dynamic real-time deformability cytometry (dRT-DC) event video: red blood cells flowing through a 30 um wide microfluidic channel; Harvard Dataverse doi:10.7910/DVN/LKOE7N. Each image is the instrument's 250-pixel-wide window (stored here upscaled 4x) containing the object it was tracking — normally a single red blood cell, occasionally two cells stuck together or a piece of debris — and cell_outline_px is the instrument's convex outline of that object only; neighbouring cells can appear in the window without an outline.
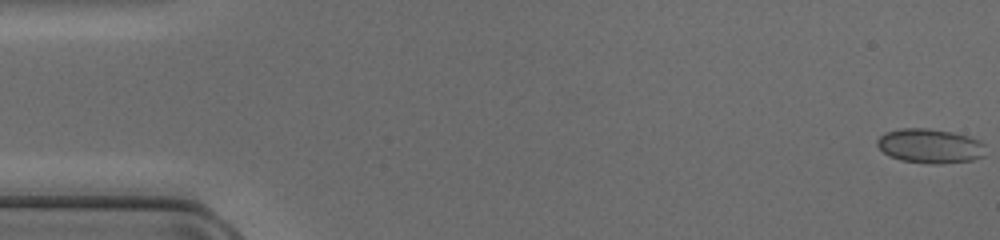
{"species": "common noctule bat (a hibernating species)", "species_latin": "Nyctalus noctula", "temperature_condition": "cold", "stored_images_in_passage": 51, "camera_frame_rate_fps": 3000, "um_per_image_px": 0.085, "animal": {"sex": "female", "body_mass_g": 17.0, "forearm_length_mm": 48.0}, "frame": {"image": 1, "passage_image": 1, "time_ms": 0.0, "image_size_px": [1000, 240], "cell_outline_px": [[984, 156], [972, 160], [940, 164], [932, 164], [900, 160], [888, 156], [876, 144], [876, 140], [884, 132], [900, 128], [928, 128], [952, 132], [968, 136], [980, 140], [984, 144]], "centroid_in_image_um": [79.03, 12.4], "position_along_channel_um": 6.0, "area_um2": 21.91}}
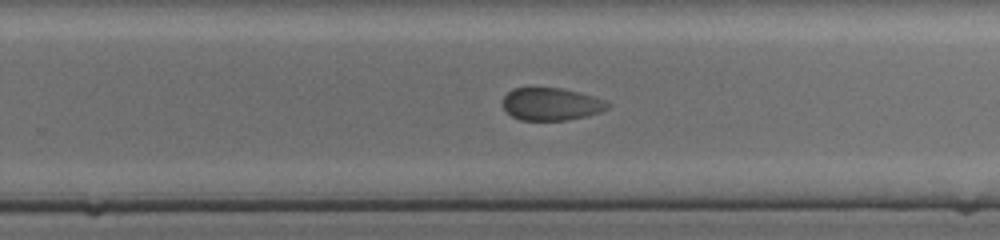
{"frame": {"image": 2, "passage_image": 32, "time_ms": 10.333, "image_size_px": [1000, 240], "cell_outline_px": [[608, 108], [600, 112], [568, 120], [520, 120], [512, 116], [504, 108], [504, 96], [512, 88], [560, 88], [580, 92], [604, 100], [608, 104]], "centroid_in_image_um": [46.84, 8.85], "position_along_channel_um": 283.0, "area_um2": 19.65}}
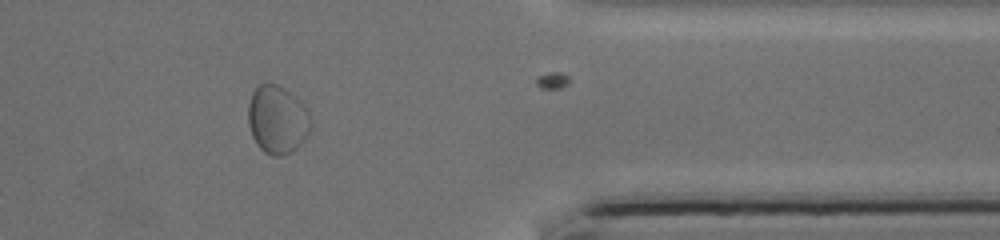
{"frame": {"image": 3, "passage_image": 41, "time_ms": 13.333, "image_size_px": [1000, 240], "cell_outline_px": [[312, 120], [308, 136], [296, 148], [280, 156], [272, 156], [264, 152], [256, 144], [252, 136], [248, 124], [248, 104], [252, 92], [260, 84], [276, 84], [284, 88], [300, 100], [308, 108]], "centroid_in_image_um": [23.59, 10.17], "position_along_channel_um": 387.8, "area_um2": 25.09}}